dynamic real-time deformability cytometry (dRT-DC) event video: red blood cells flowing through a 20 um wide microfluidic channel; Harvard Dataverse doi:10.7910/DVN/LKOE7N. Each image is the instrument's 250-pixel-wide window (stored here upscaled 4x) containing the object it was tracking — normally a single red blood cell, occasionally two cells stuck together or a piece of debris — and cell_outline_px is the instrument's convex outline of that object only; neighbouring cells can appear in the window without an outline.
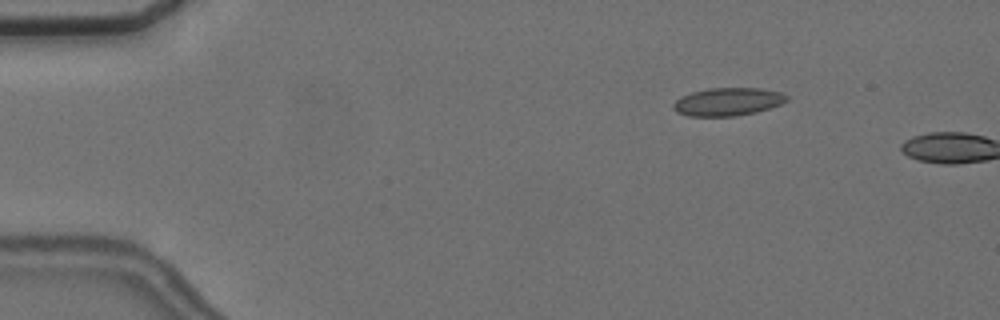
{"species": "common noctule bat (a hibernating species)", "species_latin": "Nyctalus noctula", "temperature_condition": "cold", "stored_images_in_passage": 4, "camera_frame_rate_fps": 3000, "um_per_image_px": 0.085, "animal": {"sex": "female", "body_mass_g": 24.6, "forearm_length_mm": 56.2}, "frame": {"image": 1, "passage_image": 3, "time_ms": 2.333, "image_size_px": [1000, 320], "cell_outline_px": [[788, 100], [780, 104], [756, 112], [736, 116], [688, 116], [676, 112], [672, 108], [672, 104], [680, 96], [692, 92], [708, 88], [760, 88], [780, 92], [788, 96]], "centroid_in_image_um": [61.82, 8.65], "position_along_channel_um": 23.2, "area_um2": 18.55}}